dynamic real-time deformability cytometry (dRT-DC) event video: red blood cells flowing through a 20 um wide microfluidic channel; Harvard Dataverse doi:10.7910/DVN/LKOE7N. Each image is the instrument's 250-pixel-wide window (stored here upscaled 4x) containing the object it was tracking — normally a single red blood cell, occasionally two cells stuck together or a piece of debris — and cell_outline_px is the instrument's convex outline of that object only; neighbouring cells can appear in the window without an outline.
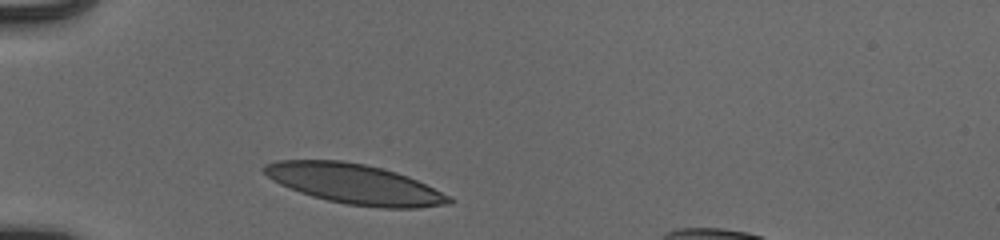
{"species": "human", "species_latin": "Homo sapiens", "temperature_condition": "cold", "stored_images_in_passage": 30, "camera_frame_rate_fps": 3000, "um_per_image_px": 0.085, "donor": {"sex": "male"}, "frame": {"image": 1, "passage_image": 1, "time_ms": 0.0, "image_size_px": [1000, 240], "cell_outline_px": [[456, 200], [452, 204], [416, 208], [380, 208], [348, 204], [328, 200], [312, 196], [300, 192], [280, 184], [268, 176], [260, 168], [264, 164], [276, 160], [340, 160], [364, 164], [396, 172], [408, 176], [452, 196]], "centroid_in_image_um": [30.18, 15.64], "position_along_channel_um": 54.8, "area_um2": 43.06}}
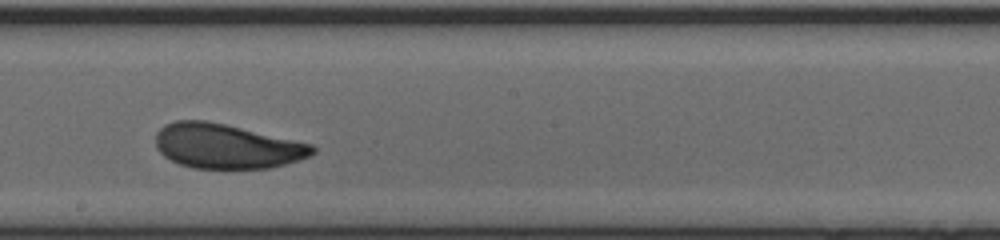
{"frame": {"image": 2, "passage_image": 16, "time_ms": 5.0, "image_size_px": [1000, 240], "cell_outline_px": [[316, 152], [312, 156], [288, 164], [272, 168], [192, 168], [180, 164], [164, 156], [156, 148], [156, 132], [164, 124], [176, 120], [208, 120], [312, 144], [316, 148]], "centroid_in_image_um": [19.28, 12.43], "position_along_channel_um": 228.9, "area_um2": 41.04}}
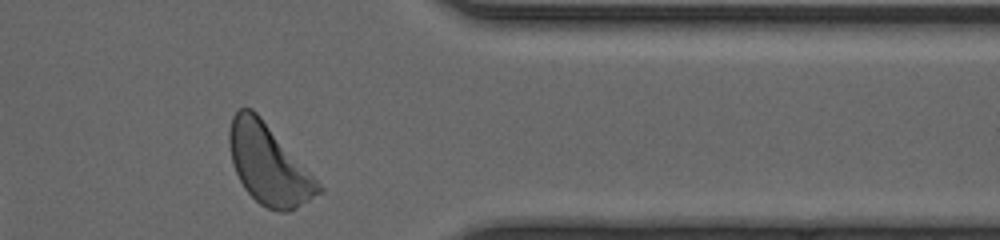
{"frame": {"image": 3, "passage_image": 29, "time_ms": 9.333, "image_size_px": [1000, 240], "cell_outline_px": [[324, 192], [296, 208], [288, 212], [280, 212], [268, 208], [260, 204], [244, 188], [236, 172], [232, 160], [228, 140], [228, 132], [232, 116], [240, 108], [252, 108], [260, 116], [324, 188]], "centroid_in_image_um": [22.83, 14.0], "position_along_channel_um": 388.6, "area_um2": 40.98}, "authors_computed_cell_mechanics": {"area_um2": 41.0091, "velocity_mm_per_s": 3.8763, "shape_relaxation_time_tau1_ms": 2.9338, "shape_relaxation_time_tau2_ms": 1.5449, "deformation_change_tau1": 0.1196, "deformation_change_tau2": 0.0619}}